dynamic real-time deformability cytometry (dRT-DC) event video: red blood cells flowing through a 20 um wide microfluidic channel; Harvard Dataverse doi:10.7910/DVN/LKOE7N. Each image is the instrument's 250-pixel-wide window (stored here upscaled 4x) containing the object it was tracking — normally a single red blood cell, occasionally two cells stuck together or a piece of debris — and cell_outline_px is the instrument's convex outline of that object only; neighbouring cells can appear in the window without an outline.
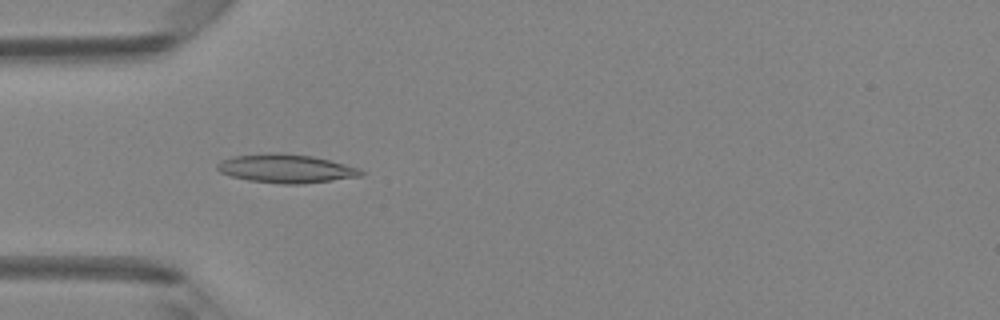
{"species": "Egyptian fruit bat (a non-hibernating species)", "species_latin": "Rousettus aegyptiacus", "temperature_condition": "room temperature", "stored_images_in_passage": 48, "camera_frame_rate_fps": 3000, "um_per_image_px": 0.085, "animal": {"sex": "female"}, "frame": {"image": 1, "passage_image": 15, "time_ms": 4.667, "image_size_px": [1000, 320], "cell_outline_px": [[364, 172], [360, 176], [332, 180], [300, 184], [284, 184], [248, 180], [232, 176], [220, 172], [216, 168], [216, 164], [220, 160], [232, 156], [272, 152], [280, 152], [312, 156], [360, 168]], "centroid_in_image_um": [24.27, 14.31], "position_along_channel_um": 60.7, "area_um2": 23.93}}
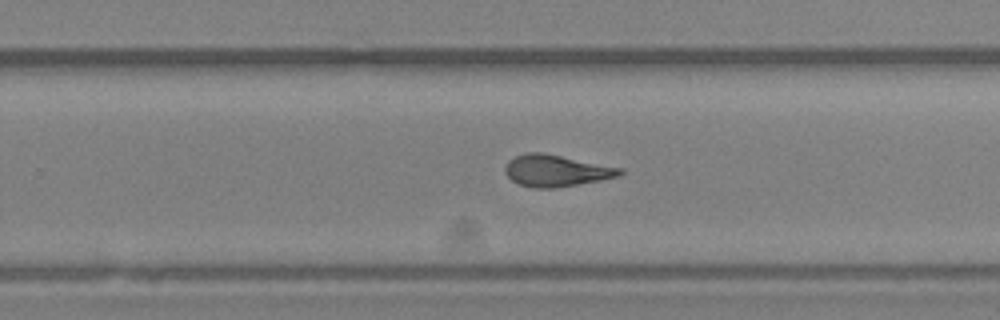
{"frame": {"image": 2, "passage_image": 31, "time_ms": 10.0, "image_size_px": [1000, 320], "cell_outline_px": [[624, 172], [620, 176], [600, 180], [556, 188], [532, 188], [520, 184], [512, 180], [504, 172], [504, 168], [508, 160], [516, 156], [528, 152], [544, 152], [624, 168]], "centroid_in_image_um": [47.29, 14.5], "position_along_channel_um": 282.5, "area_um2": 21.39}}
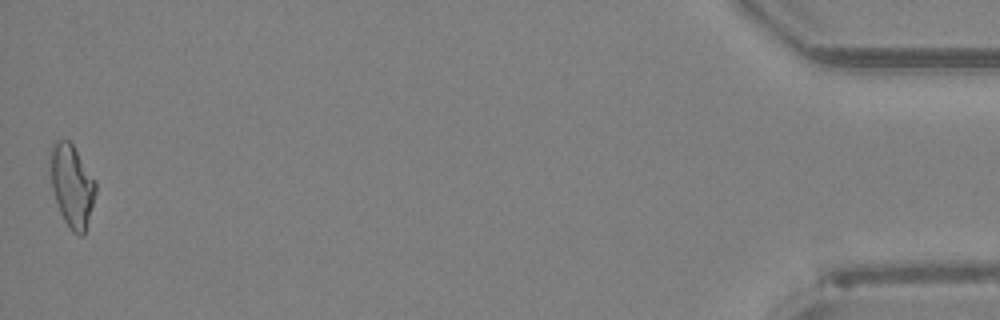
{"frame": {"image": 3, "passage_image": 48, "time_ms": 15.667, "image_size_px": [1000, 320], "cell_outline_px": [[96, 192], [84, 236], [80, 236], [72, 232], [64, 220], [60, 212], [52, 188], [52, 144], [56, 140], [68, 140], [72, 144], [96, 180]], "centroid_in_image_um": [6.15, 15.82], "position_along_channel_um": 429.0, "area_um2": 21.33}, "authors_computed_cell_mechanics": {"area_um2": 21.386, "velocity_mm_per_s": 4.2293, "shape_relaxation_time_tau1_ms": 5.1725, "shape_relaxation_time_tau2_ms": 1.583, "deformation_change_tau1": 0.1714, "deformation_change_tau2": 0.1014}}